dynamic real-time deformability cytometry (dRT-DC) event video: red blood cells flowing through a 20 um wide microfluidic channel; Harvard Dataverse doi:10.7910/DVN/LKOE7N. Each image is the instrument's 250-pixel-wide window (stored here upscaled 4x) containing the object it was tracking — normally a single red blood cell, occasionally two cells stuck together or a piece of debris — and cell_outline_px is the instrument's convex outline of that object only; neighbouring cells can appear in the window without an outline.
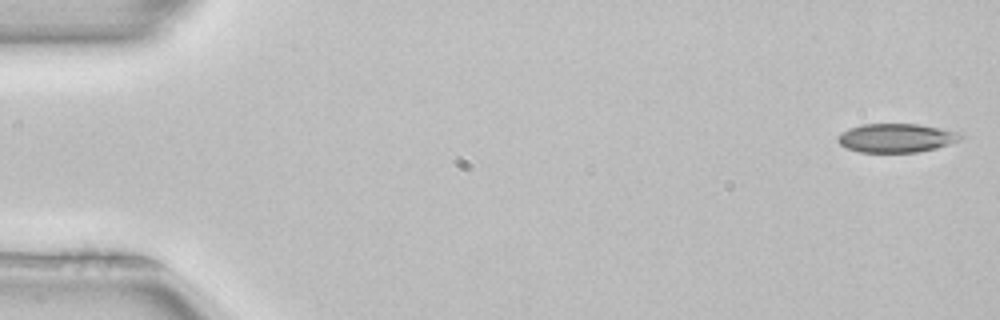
{"species": "common noctule bat (a hibernating species)", "species_latin": "Nyctalus noctula", "temperature_condition": "room temperature", "stored_images_in_passage": 51, "camera_frame_rate_fps": 3000, "um_per_image_px": 0.085, "animal": {"sex": "female", "body_mass_g": 22.7, "forearm_length_mm": 54.2}, "frame": {"image": 1, "passage_image": 1, "time_ms": 0.0, "image_size_px": [1000, 320], "cell_outline_px": [[964, 136], [960, 140], [936, 148], [916, 152], [860, 152], [848, 148], [840, 144], [836, 140], [836, 136], [840, 132], [848, 128], [860, 124], [916, 124], [964, 132]], "centroid_in_image_um": [76.18, 11.71], "position_along_channel_um": 8.8, "area_um2": 20.81}}
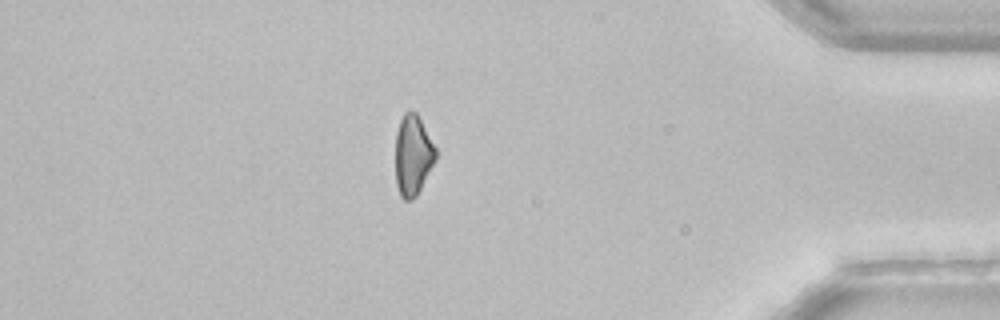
{"frame": {"image": 2, "passage_image": 44, "time_ms": 14.333, "image_size_px": [1000, 320], "cell_outline_px": [[436, 160], [416, 196], [412, 200], [404, 200], [400, 196], [396, 184], [396, 132], [400, 120], [404, 112], [416, 112], [436, 148]], "centroid_in_image_um": [35.09, 13.21], "position_along_channel_um": 400.1, "area_um2": 18.73}}
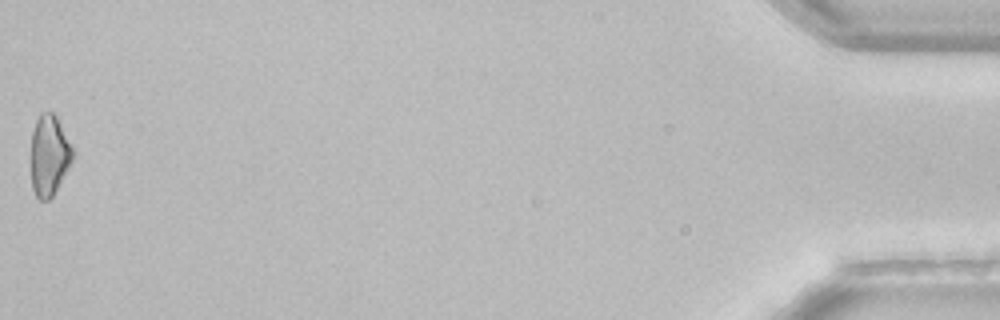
{"frame": {"image": 3, "passage_image": 51, "time_ms": 16.667, "image_size_px": [1000, 320], "cell_outline_px": [[72, 160], [52, 196], [48, 200], [40, 200], [36, 196], [32, 188], [32, 132], [36, 120], [40, 112], [52, 112], [56, 116], [72, 148]], "centroid_in_image_um": [4.16, 13.19], "position_along_channel_um": 431.0, "area_um2": 19.02}, "authors_computed_cell_mechanics": {"area_um2": 20.808, "velocity_mm_per_s": 3.9966, "shape_relaxation_time_tau1_ms": 6.3555, "shape_relaxation_time_tau2_ms": null, "deformation_change_tau1": 0.1253, "deformation_change_tau2": null}}